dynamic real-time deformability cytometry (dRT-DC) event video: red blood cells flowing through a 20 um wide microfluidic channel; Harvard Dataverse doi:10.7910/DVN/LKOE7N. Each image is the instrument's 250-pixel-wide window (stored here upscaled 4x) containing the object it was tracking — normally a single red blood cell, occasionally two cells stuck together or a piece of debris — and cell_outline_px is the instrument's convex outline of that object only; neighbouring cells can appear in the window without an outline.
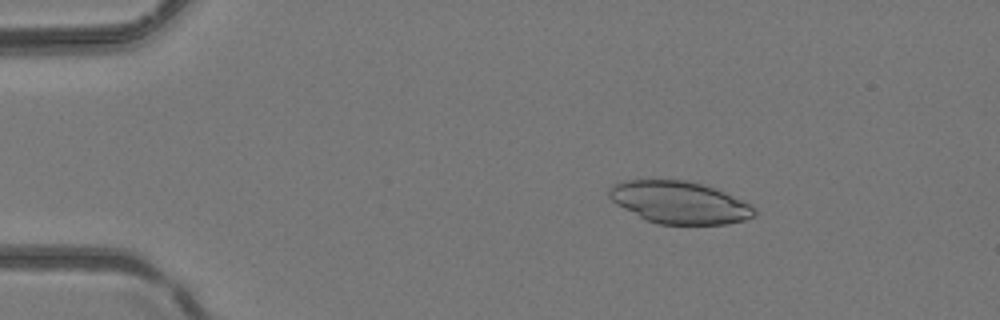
{"species": "common noctule bat (a hibernating species)", "species_latin": "Nyctalus noctula", "temperature_condition": "room temperature", "stored_images_in_passage": 4, "camera_frame_rate_fps": 3000, "um_per_image_px": 0.085, "animal": {"sex": "female", "body_mass_g": 24.6, "forearm_length_mm": 56.2}, "frame": {"image": 1, "passage_image": 1, "time_ms": 0.0, "image_size_px": [1000, 320], "cell_outline_px": [[756, 212], [752, 216], [744, 220], [728, 224], [660, 224], [648, 220], [616, 204], [608, 196], [608, 188], [612, 184], [624, 180], [688, 180], [724, 192], [752, 204]], "centroid_in_image_um": [57.74, 17.2], "position_along_channel_um": 27.3, "area_um2": 35.49}}